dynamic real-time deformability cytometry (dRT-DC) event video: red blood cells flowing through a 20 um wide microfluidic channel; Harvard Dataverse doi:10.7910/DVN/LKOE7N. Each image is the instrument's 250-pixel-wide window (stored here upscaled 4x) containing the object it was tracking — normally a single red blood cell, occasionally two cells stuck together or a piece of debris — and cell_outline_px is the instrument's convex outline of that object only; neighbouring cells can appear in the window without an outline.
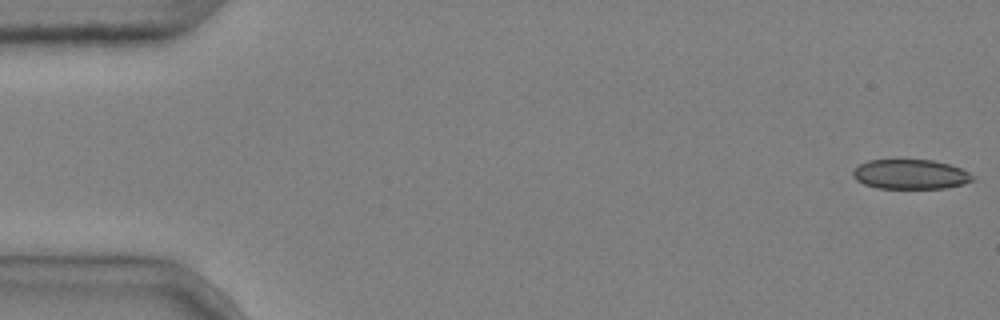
{"species": "common noctule bat (a hibernating species)", "species_latin": "Nyctalus noctula", "temperature_condition": "cold", "stored_images_in_passage": 5, "camera_frame_rate_fps": 3000, "um_per_image_px": 0.085, "animal": {"sex": "male", "body_mass_g": 20.4}, "frame": {"image": 1, "passage_image": 1, "time_ms": 0.0, "image_size_px": [1000, 320], "cell_outline_px": [[976, 180], [964, 184], [944, 188], [876, 188], [864, 184], [856, 180], [852, 176], [852, 172], [860, 164], [868, 160], [932, 160], [948, 164], [960, 168], [976, 176]], "centroid_in_image_um": [77.41, 14.82], "position_along_channel_um": 7.6, "area_um2": 20.75}}
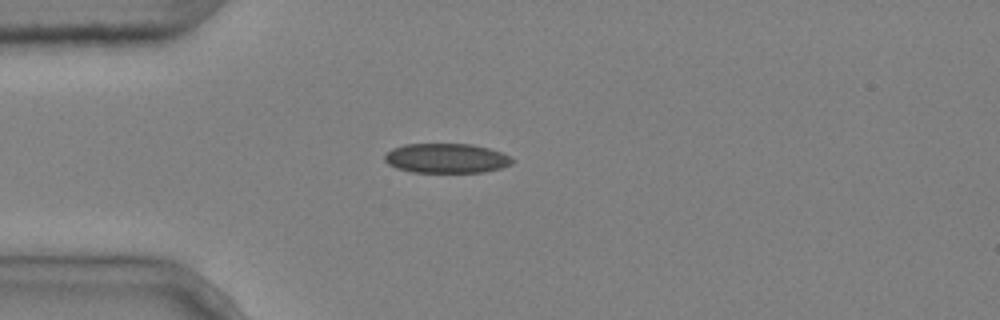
{"frame": {"image": 2, "passage_image": 5, "time_ms": 1.333, "image_size_px": [1000, 320], "cell_outline_px": [[516, 160], [512, 164], [500, 168], [484, 172], [412, 172], [396, 168], [388, 164], [384, 160], [384, 156], [392, 148], [404, 144], [472, 144], [488, 148], [500, 152]], "centroid_in_image_um": [37.93, 13.45], "position_along_channel_um": 47.1, "area_um2": 22.02}}